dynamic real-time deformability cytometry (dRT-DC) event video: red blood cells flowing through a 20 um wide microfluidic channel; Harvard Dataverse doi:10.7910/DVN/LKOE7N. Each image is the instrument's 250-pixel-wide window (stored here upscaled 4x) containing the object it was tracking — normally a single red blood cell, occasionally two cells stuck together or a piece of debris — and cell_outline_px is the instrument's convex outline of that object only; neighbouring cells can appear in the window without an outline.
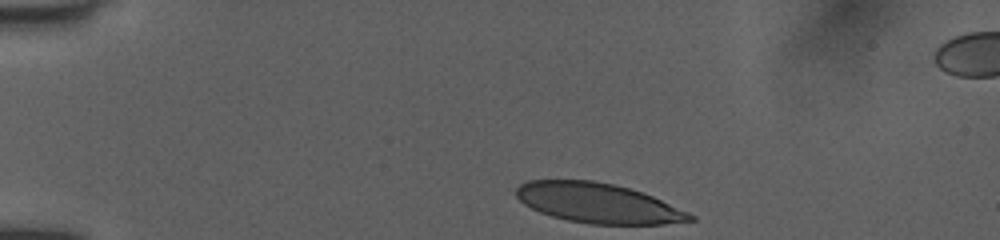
{"species": "human", "species_latin": "Homo sapiens", "temperature_condition": "room temperature", "stored_images_in_passage": 35, "camera_frame_rate_fps": 3000, "um_per_image_px": 0.085, "donor": {"sex": "female"}, "frame": {"image": 1, "passage_image": 1, "time_ms": 0.0, "image_size_px": [1000, 240], "cell_outline_px": [[696, 220], [664, 224], [588, 224], [568, 220], [552, 216], [540, 212], [524, 204], [516, 196], [516, 188], [520, 184], [528, 180], [592, 180], [612, 184], [628, 188], [652, 196], [688, 212], [696, 216]], "centroid_in_image_um": [50.82, 17.26], "position_along_channel_um": 34.2, "area_um2": 40.11}}
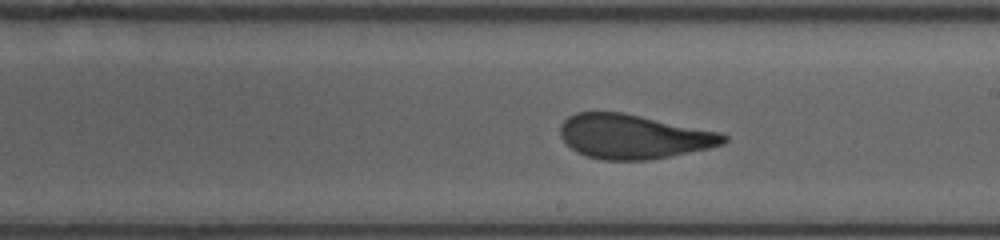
{"frame": {"image": 2, "passage_image": 21, "time_ms": 6.667, "image_size_px": [1000, 240], "cell_outline_px": [[728, 140], [724, 144], [708, 148], [648, 160], [600, 160], [576, 152], [560, 136], [560, 124], [568, 116], [576, 112], [620, 112], [720, 132], [728, 136]], "centroid_in_image_um": [53.82, 11.61], "position_along_channel_um": 235.2, "area_um2": 41.91}}
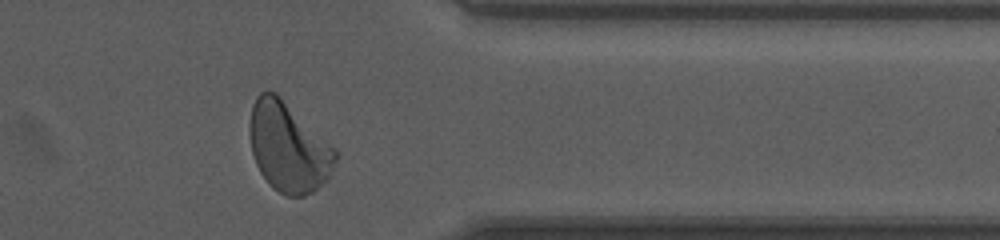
{"frame": {"image": 3, "passage_image": 33, "time_ms": 10.667, "image_size_px": [1000, 240], "cell_outline_px": [[340, 152], [328, 180], [312, 192], [304, 196], [284, 196], [272, 188], [268, 184], [260, 172], [256, 164], [252, 152], [248, 132], [248, 124], [252, 104], [256, 96], [260, 92], [276, 92], [336, 148]], "centroid_in_image_um": [24.51, 12.52], "position_along_channel_um": 386.9, "area_um2": 45.37}, "authors_computed_cell_mechanics": {"area_um2": 42.9454, "velocity_mm_per_s": 4.0088, "shape_relaxation_time_tau1_ms": 5.919, "shape_relaxation_time_tau2_ms": 0.8239, "deformation_change_tau1": 0.1946, "deformation_change_tau2": 0.0738}}